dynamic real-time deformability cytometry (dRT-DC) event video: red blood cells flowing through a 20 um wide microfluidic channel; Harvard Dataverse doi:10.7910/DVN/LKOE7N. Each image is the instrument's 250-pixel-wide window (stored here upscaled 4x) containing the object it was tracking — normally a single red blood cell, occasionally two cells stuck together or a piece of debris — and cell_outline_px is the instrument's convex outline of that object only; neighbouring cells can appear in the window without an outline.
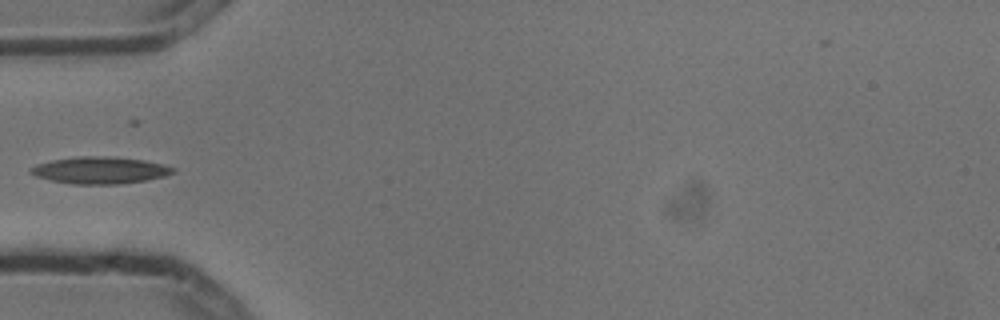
{"species": "common noctule bat (a hibernating species)", "species_latin": "Nyctalus noctula", "temperature_condition": "cold", "stored_images_in_passage": 7, "camera_frame_rate_fps": 3000, "um_per_image_px": 0.085, "animal": {"sex": "male", "body_mass_g": 13.3}, "frame": {"image": 1, "passage_image": 5, "time_ms": 1.333, "image_size_px": [1000, 320], "cell_outline_px": [[176, 172], [164, 176], [144, 180], [116, 184], [72, 184], [52, 180], [36, 176], [28, 172], [28, 168], [36, 164], [52, 160], [76, 156], [112, 156], [144, 160], [176, 168]], "centroid_in_image_um": [8.46, 14.46], "position_along_channel_um": 76.5, "area_um2": 22.31}}